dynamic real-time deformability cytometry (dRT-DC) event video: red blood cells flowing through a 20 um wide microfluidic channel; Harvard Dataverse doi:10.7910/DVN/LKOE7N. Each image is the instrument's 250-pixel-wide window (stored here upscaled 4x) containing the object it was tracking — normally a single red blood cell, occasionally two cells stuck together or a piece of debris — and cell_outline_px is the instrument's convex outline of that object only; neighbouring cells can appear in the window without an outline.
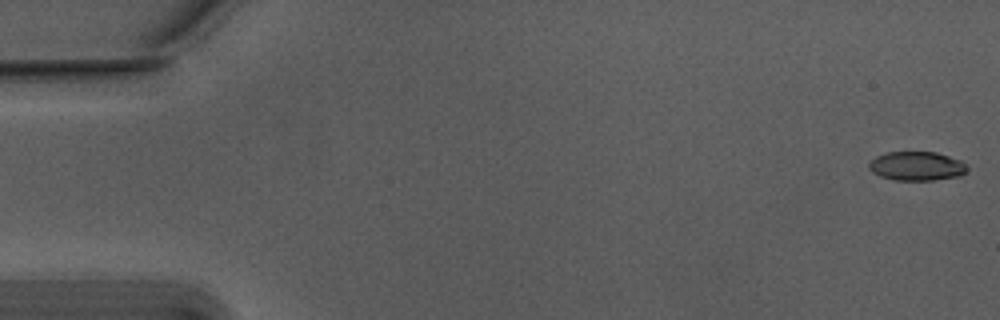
{"species": "Egyptian fruit bat (a non-hibernating species)", "species_latin": "Rousettus aegyptiacus", "temperature_condition": "warm", "stored_images_in_passage": 55, "camera_frame_rate_fps": 3000, "um_per_image_px": 0.085, "animal": {"sex": "male"}, "frame": {"image": 1, "passage_image": 1, "time_ms": 0.0, "image_size_px": [1000, 320], "cell_outline_px": [[968, 168], [960, 176], [932, 180], [892, 180], [880, 176], [872, 172], [868, 168], [868, 164], [876, 156], [888, 152], [936, 152], [960, 160]], "centroid_in_image_um": [77.89, 14.12], "position_along_channel_um": 7.1, "area_um2": 16.53}}
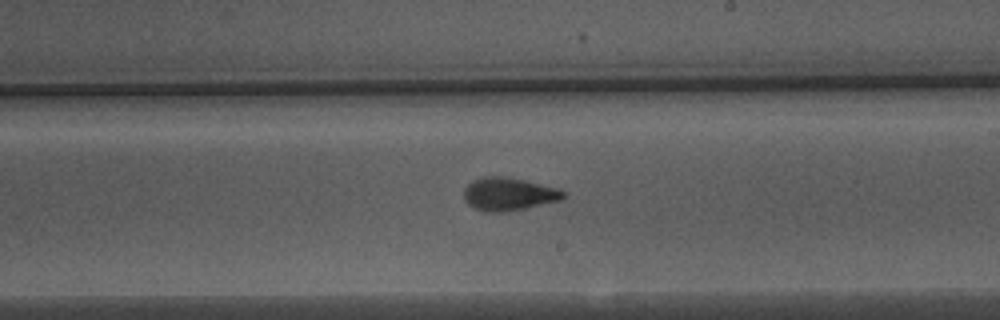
{"frame": {"image": 2, "passage_image": 32, "time_ms": 10.333, "image_size_px": [1000, 320], "cell_outline_px": [[564, 196], [560, 200], [524, 208], [504, 212], [484, 212], [468, 204], [464, 200], [464, 188], [472, 180], [484, 176], [504, 176], [524, 180], [556, 188], [564, 192]], "centroid_in_image_um": [43.17, 16.49], "position_along_channel_um": 245.8, "area_um2": 18.9}}
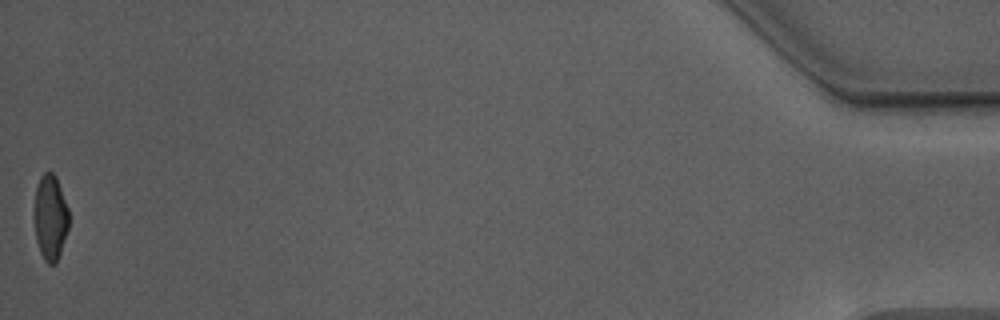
{"frame": {"image": 3, "passage_image": 55, "time_ms": 18.0, "image_size_px": [1000, 320], "cell_outline_px": [[68, 228], [56, 264], [48, 264], [44, 260], [40, 252], [36, 240], [36, 188], [40, 176], [44, 172], [52, 172], [56, 176], [68, 208]], "centroid_in_image_um": [4.3, 18.49], "position_along_channel_um": 430.9, "area_um2": 16.76}, "authors_computed_cell_mechanics": {"area_um2": 18.1492, "velocity_mm_per_s": 3.7765, "shape_relaxation_time_tau1_ms": 3.9311, "shape_relaxation_time_tau2_ms": 1.5652, "deformation_change_tau1": 0.175, "deformation_change_tau2": 0.0836}}